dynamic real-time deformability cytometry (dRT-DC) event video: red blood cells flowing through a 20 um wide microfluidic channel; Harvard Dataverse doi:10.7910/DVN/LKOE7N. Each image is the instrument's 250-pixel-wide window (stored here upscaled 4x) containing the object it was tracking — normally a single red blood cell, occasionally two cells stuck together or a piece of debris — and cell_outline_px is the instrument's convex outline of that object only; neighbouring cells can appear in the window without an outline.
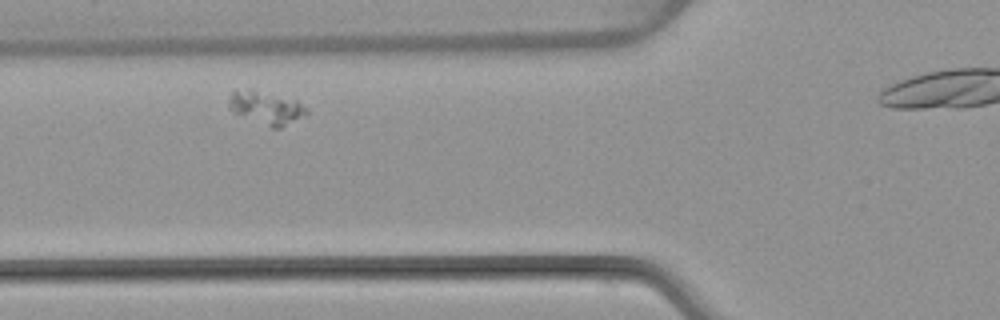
{"species": "common noctule bat (a hibernating species)", "species_latin": "Nyctalus noctula", "temperature_condition": "warm", "stored_images_in_passage": 4, "camera_frame_rate_fps": 3000, "um_per_image_px": 0.085, "animal": {"sex": "female", "body_mass_g": 22.7, "forearm_length_mm": 54.2}, "frame": {"image": 1, "passage_image": 2, "time_ms": 1.333, "image_size_px": [1000, 320], "cell_outline_px": [[308, 116], [280, 128], [272, 128], [236, 112], [228, 108], [228, 100], [232, 92], [236, 88], [248, 88], [296, 100], [308, 108]], "centroid_in_image_um": [22.67, 9.14], "position_along_channel_um": 103.1, "area_um2": 15.03}}
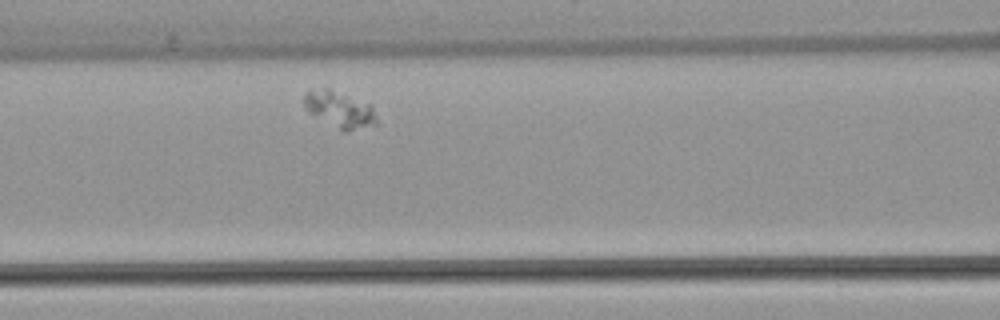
{"frame": {"image": 2, "passage_image": 3, "time_ms": 2.333, "image_size_px": [1000, 320], "cell_outline_px": [[376, 124], [344, 132], [308, 112], [304, 108], [304, 96], [308, 88], [328, 88], [368, 104], [372, 108], [376, 116]], "centroid_in_image_um": [28.79, 9.29], "position_along_channel_um": 137.8, "area_um2": 15.09}}